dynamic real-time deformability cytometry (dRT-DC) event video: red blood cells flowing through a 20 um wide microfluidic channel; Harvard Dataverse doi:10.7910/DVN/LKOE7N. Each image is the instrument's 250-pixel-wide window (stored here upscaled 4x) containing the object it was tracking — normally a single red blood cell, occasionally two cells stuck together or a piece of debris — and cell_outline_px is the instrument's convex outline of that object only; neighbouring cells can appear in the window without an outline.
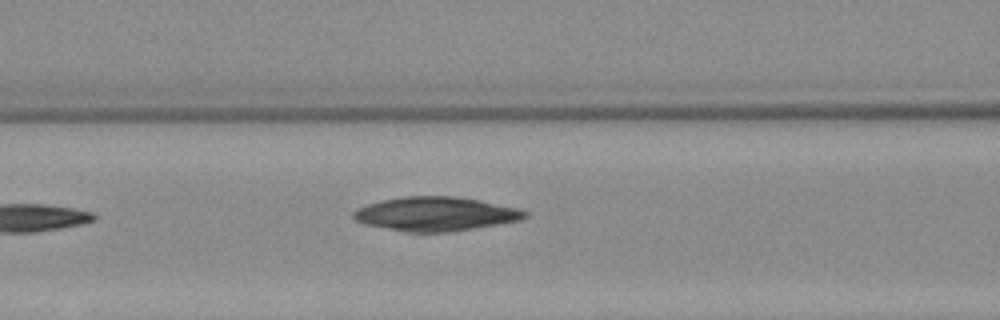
{"species": "Egyptian fruit bat (a non-hibernating species)", "species_latin": "Rousettus aegyptiacus", "temperature_condition": "warm", "stored_images_in_passage": 4, "camera_frame_rate_fps": 3000, "um_per_image_px": 0.085, "animal": {"sex": "female"}, "frame": {"image": 1, "passage_image": 4, "time_ms": 3.667, "image_size_px": [1000, 320], "cell_outline_px": [[528, 216], [520, 220], [448, 232], [404, 232], [368, 224], [356, 220], [352, 216], [352, 212], [356, 208], [368, 204], [400, 196], [452, 196], [480, 200], [520, 208], [528, 212]], "centroid_in_image_um": [37.04, 18.17], "position_along_channel_um": 129.6, "area_um2": 33.81}}